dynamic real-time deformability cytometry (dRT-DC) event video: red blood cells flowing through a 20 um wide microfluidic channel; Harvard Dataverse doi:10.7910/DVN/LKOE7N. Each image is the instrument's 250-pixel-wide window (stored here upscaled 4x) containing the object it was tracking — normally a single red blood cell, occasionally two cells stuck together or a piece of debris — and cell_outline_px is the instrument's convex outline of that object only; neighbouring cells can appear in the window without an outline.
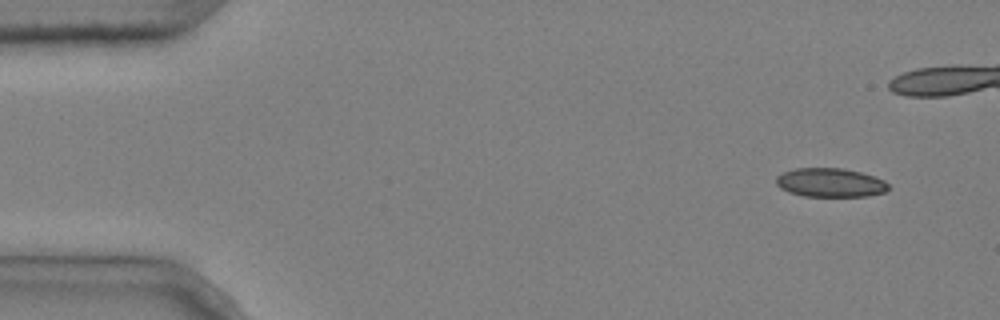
{"species": "common noctule bat (a hibernating species)", "species_latin": "Nyctalus noctula", "temperature_condition": "cold", "stored_images_in_passage": 5, "camera_frame_rate_fps": 3000, "um_per_image_px": 0.085, "animal": {"sex": "male", "body_mass_g": 20.4}, "frame": {"image": 1, "passage_image": 1, "time_ms": 0.0, "image_size_px": [1000, 320], "cell_outline_px": [[892, 188], [884, 192], [868, 196], [804, 196], [788, 192], [780, 188], [776, 184], [776, 176], [784, 172], [796, 168], [844, 168], [860, 172], [884, 180]], "centroid_in_image_um": [70.58, 15.52], "position_along_channel_um": 14.4, "area_um2": 18.96}}